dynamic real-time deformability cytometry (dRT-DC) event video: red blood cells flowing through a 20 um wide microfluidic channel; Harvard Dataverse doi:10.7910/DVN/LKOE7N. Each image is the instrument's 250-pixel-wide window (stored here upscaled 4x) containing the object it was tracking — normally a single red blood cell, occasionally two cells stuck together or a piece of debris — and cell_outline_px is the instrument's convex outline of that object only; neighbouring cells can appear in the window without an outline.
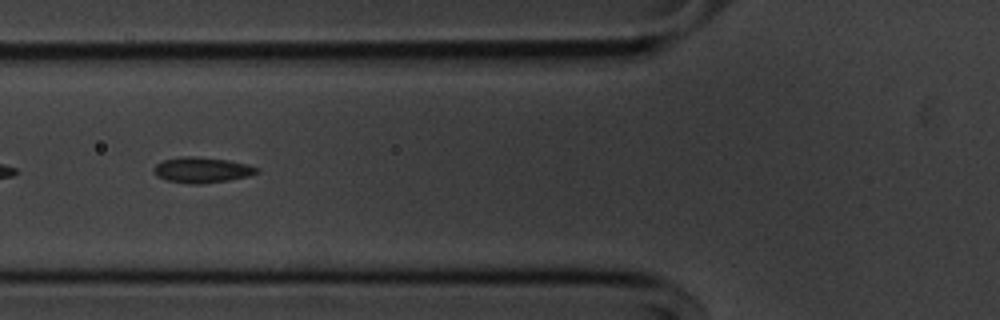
{"species": "common noctule bat (a hibernating species)", "species_latin": "Nyctalus noctula", "temperature_condition": "cold", "stored_images_in_passage": 39, "camera_frame_rate_fps": 3000, "um_per_image_px": 0.085, "animal": {"sex": "male", "body_mass_g": 20.1, "forearm_length_mm": 53.5}, "frame": {"image": 1, "passage_image": 5, "time_ms": 1.333, "image_size_px": [1000, 320], "cell_outline_px": [[260, 172], [248, 176], [228, 180], [200, 184], [192, 184], [168, 180], [156, 176], [152, 172], [152, 168], [156, 164], [164, 160], [180, 156], [196, 156], [228, 160], [248, 164], [260, 168]], "centroid_in_image_um": [17.16, 14.44], "position_along_channel_um": 108.6, "area_um2": 15.49}}
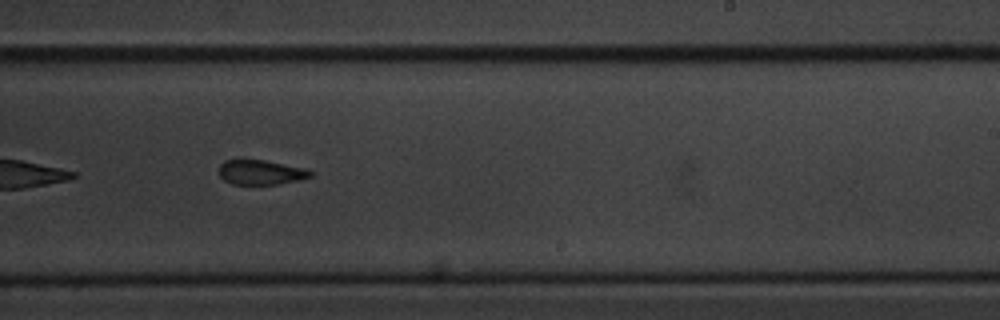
{"frame": {"image": 2, "passage_image": 18, "time_ms": 5.667, "image_size_px": [1000, 320], "cell_outline_px": [[312, 176], [280, 184], [232, 184], [224, 180], [220, 176], [220, 164], [224, 160], [240, 156], [244, 156], [304, 168], [312, 172]], "centroid_in_image_um": [22.08, 14.59], "position_along_channel_um": 266.9, "area_um2": 13.58}}
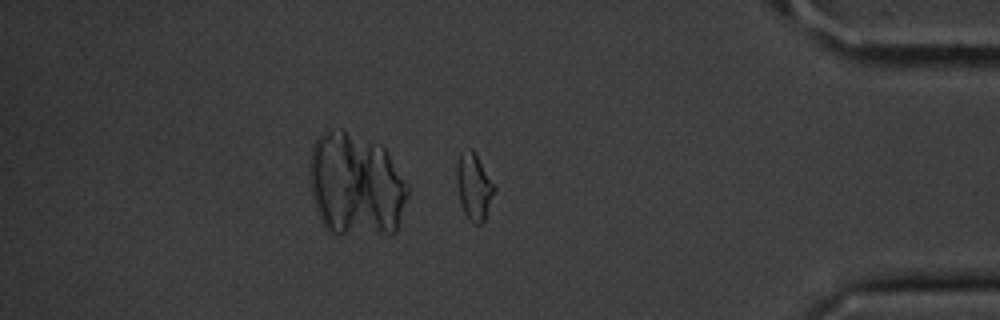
{"frame": {"image": 3, "passage_image": 31, "time_ms": 10.0, "image_size_px": [1000, 320], "cell_outline_px": [[496, 188], [484, 220], [480, 224], [476, 224], [468, 220], [464, 212], [460, 200], [456, 180], [456, 164], [460, 152], [468, 148], [472, 148], [476, 152], [496, 184]], "centroid_in_image_um": [40.3, 15.79], "position_along_channel_um": 394.9, "area_um2": 14.97}, "authors_computed_cell_mechanics": {"area_um2": 14.9124, "velocity_mm_per_s": 3.6473, "shape_relaxation_time_tau1_ms": 1.9472, "shape_relaxation_time_tau2_ms": 2.394, "deformation_change_tau1": 0.0721, "deformation_change_tau2": 0.0949}}